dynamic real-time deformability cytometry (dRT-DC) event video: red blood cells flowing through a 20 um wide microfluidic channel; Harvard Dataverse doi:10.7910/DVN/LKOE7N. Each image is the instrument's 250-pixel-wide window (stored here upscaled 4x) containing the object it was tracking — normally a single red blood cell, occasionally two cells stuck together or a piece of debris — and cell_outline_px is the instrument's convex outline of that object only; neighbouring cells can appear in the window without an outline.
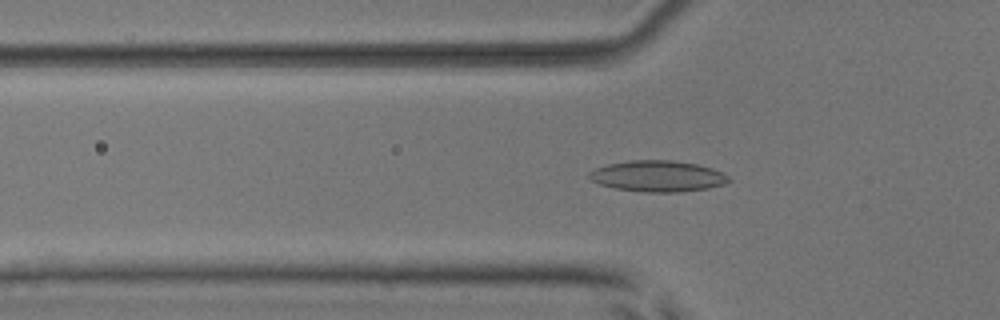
{"species": "common noctule bat (a hibernating species)", "species_latin": "Nyctalus noctula", "temperature_condition": "room temperature", "stored_images_in_passage": 52, "camera_frame_rate_fps": 3000, "um_per_image_px": 0.085, "animal": {"sex": "male", "body_mass_g": 17.9, "forearm_length_mm": 54.2}, "frame": {"image": 1, "passage_image": 17, "time_ms": 5.333, "image_size_px": [1000, 320], "cell_outline_px": [[732, 180], [724, 184], [708, 188], [680, 192], [644, 192], [616, 188], [600, 184], [592, 180], [588, 176], [588, 172], [596, 168], [608, 164], [628, 160], [672, 160], [696, 164], [712, 168], [724, 172]], "centroid_in_image_um": [55.93, 14.97], "position_along_channel_um": 69.9, "area_um2": 25.32}}
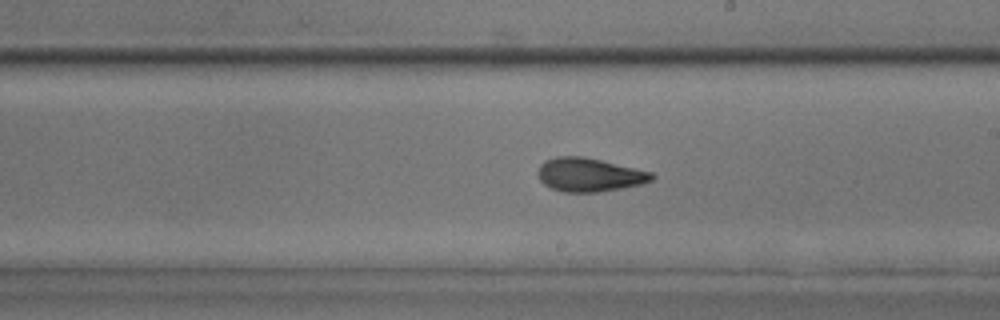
{"frame": {"image": 2, "passage_image": 30, "time_ms": 9.667, "image_size_px": [1000, 320], "cell_outline_px": [[656, 176], [652, 180], [640, 184], [620, 188], [596, 192], [564, 192], [552, 188], [544, 184], [540, 180], [540, 164], [544, 160], [556, 156], [580, 156], [600, 160], [652, 172]], "centroid_in_image_um": [50.09, 14.85], "position_along_channel_um": 238.9, "area_um2": 21.96}}
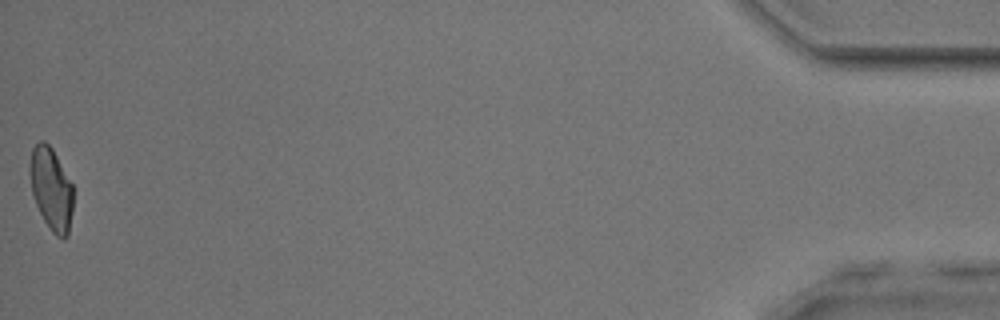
{"frame": {"image": 3, "passage_image": 52, "time_ms": 17.0, "image_size_px": [1000, 320], "cell_outline_px": [[72, 212], [68, 236], [64, 240], [56, 236], [52, 232], [44, 220], [36, 204], [32, 192], [28, 172], [28, 164], [32, 148], [40, 140], [44, 140], [52, 148], [72, 184]], "centroid_in_image_um": [4.33, 16.05], "position_along_channel_um": 430.9, "area_um2": 20.98}, "authors_computed_cell_mechanics": {"area_um2": 22.1085, "velocity_mm_per_s": 3.9127, "shape_relaxation_time_tau1_ms": 4.4768, "shape_relaxation_time_tau2_ms": 2.4203, "deformation_change_tau1": 0.1482, "deformation_change_tau2": 0.0768}}